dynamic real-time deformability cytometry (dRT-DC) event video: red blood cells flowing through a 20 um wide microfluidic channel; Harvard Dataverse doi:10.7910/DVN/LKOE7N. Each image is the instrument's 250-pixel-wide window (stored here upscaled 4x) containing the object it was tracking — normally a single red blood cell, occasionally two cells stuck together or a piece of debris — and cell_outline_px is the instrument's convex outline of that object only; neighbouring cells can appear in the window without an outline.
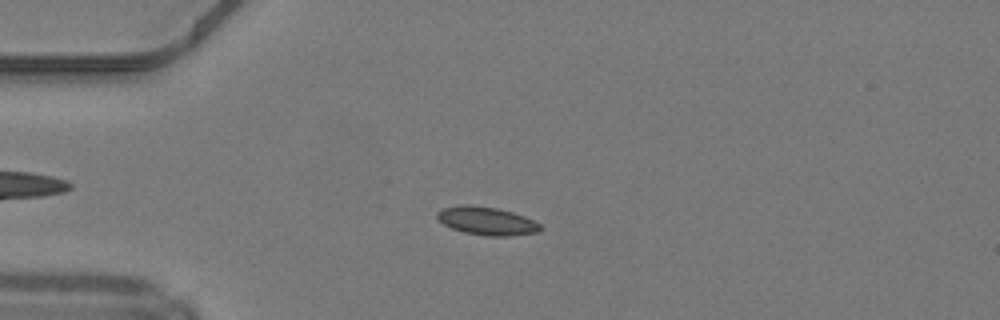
{"species": "common noctule bat (a hibernating species)", "species_latin": "Nyctalus noctula", "temperature_condition": "warm", "stored_images_in_passage": 48, "camera_frame_rate_fps": 3000, "um_per_image_px": 0.085, "animal": {"sex": "male", "body_mass_g": 19.2, "forearm_length_mm": 51.8}, "frame": {"image": 1, "passage_image": 12, "time_ms": 3.667, "image_size_px": [1000, 320], "cell_outline_px": [[540, 232], [512, 236], [488, 236], [464, 232], [452, 228], [444, 224], [436, 216], [436, 212], [440, 208], [460, 204], [468, 204], [496, 208], [512, 212], [524, 216], [540, 224]], "centroid_in_image_um": [41.34, 18.77], "position_along_channel_um": 43.7, "area_um2": 16.99}}
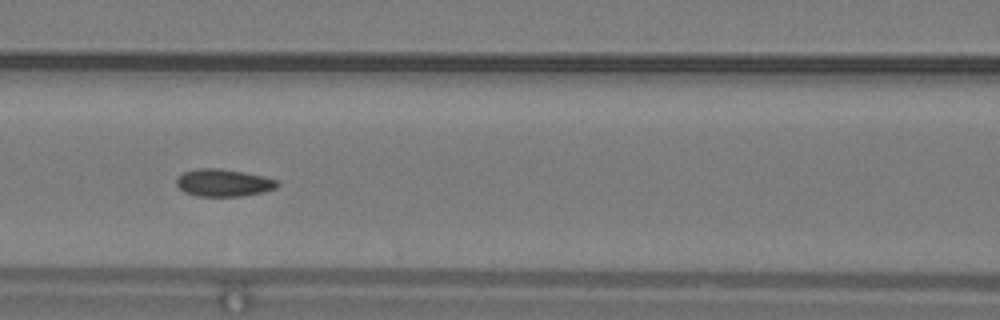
{"frame": {"image": 2, "passage_image": 21, "time_ms": 6.667, "image_size_px": [1000, 320], "cell_outline_px": [[280, 184], [276, 188], [264, 192], [240, 196], [196, 196], [184, 192], [176, 184], [176, 180], [184, 172], [196, 168], [220, 168], [244, 172], [264, 176], [276, 180]], "centroid_in_image_um": [19.01, 15.53], "position_along_channel_um": 147.6, "area_um2": 16.13}}
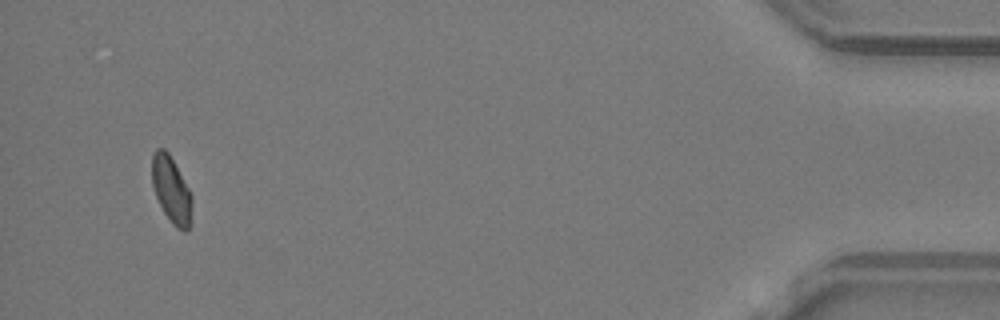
{"frame": {"image": 3, "passage_image": 46, "time_ms": 15.0, "image_size_px": [1000, 320], "cell_outline_px": [[192, 200], [188, 228], [184, 232], [176, 228], [172, 224], [164, 212], [156, 196], [152, 184], [152, 156], [156, 148], [164, 148], [168, 152], [188, 188], [192, 196]], "centroid_in_image_um": [14.54, 16.12], "position_along_channel_um": 420.7, "area_um2": 15.14}, "authors_computed_cell_mechanics": {"area_um2": 15.895, "velocity_mm_per_s": 4.2285, "shape_relaxation_time_tau1_ms": 5.5272, "shape_relaxation_time_tau2_ms": null, "deformation_change_tau1": 0.1108, "deformation_change_tau2": null}}